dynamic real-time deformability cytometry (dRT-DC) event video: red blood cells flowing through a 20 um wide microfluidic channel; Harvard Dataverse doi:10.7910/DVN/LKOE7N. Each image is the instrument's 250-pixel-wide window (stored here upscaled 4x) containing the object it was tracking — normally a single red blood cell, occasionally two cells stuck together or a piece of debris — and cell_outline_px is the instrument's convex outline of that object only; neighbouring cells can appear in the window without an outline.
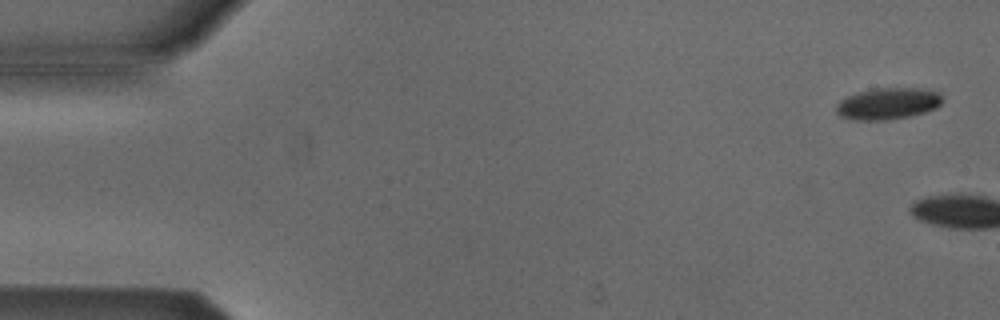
{"species": "Egyptian fruit bat (a non-hibernating species)", "species_latin": "Rousettus aegyptiacus", "temperature_condition": "cold", "stored_images_in_passage": 7, "camera_frame_rate_fps": 3000, "um_per_image_px": 0.085, "animal": {"sex": "male"}, "frame": {"image": 1, "passage_image": 1, "time_ms": 0.0, "image_size_px": [1000, 320], "cell_outline_px": [[944, 100], [936, 108], [924, 112], [908, 116], [884, 120], [852, 120], [840, 116], [836, 112], [836, 104], [840, 100], [848, 96], [860, 92], [876, 88], [920, 88], [940, 92]], "centroid_in_image_um": [75.48, 8.8], "position_along_channel_um": 9.5, "area_um2": 19.54}}